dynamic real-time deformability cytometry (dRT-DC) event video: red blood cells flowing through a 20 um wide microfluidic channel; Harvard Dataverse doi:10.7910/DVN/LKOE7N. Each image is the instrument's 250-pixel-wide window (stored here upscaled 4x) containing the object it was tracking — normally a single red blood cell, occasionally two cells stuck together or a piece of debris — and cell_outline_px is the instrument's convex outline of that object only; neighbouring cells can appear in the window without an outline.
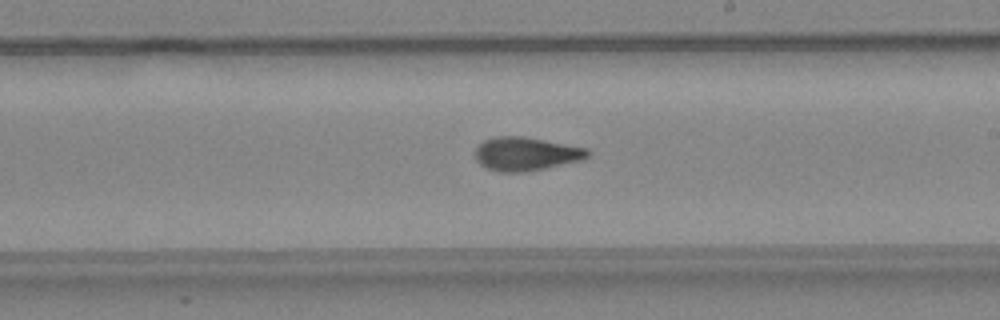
{"species": "common noctule bat (a hibernating species)", "species_latin": "Nyctalus noctula", "temperature_condition": "warm", "stored_images_in_passage": 36, "camera_frame_rate_fps": 3000, "um_per_image_px": 0.085, "animal": {"sex": "female", "body_mass_g": 24.6, "forearm_length_mm": 56.2}, "frame": {"image": 1, "passage_image": 26, "time_ms": 8.333, "image_size_px": [1000, 320], "cell_outline_px": [[592, 152], [588, 156], [580, 160], [544, 168], [524, 172], [500, 172], [488, 168], [480, 164], [476, 160], [476, 144], [484, 140], [496, 136], [524, 136], [588, 148]], "centroid_in_image_um": [44.69, 13.06], "position_along_channel_um": 244.3, "area_um2": 21.96}}